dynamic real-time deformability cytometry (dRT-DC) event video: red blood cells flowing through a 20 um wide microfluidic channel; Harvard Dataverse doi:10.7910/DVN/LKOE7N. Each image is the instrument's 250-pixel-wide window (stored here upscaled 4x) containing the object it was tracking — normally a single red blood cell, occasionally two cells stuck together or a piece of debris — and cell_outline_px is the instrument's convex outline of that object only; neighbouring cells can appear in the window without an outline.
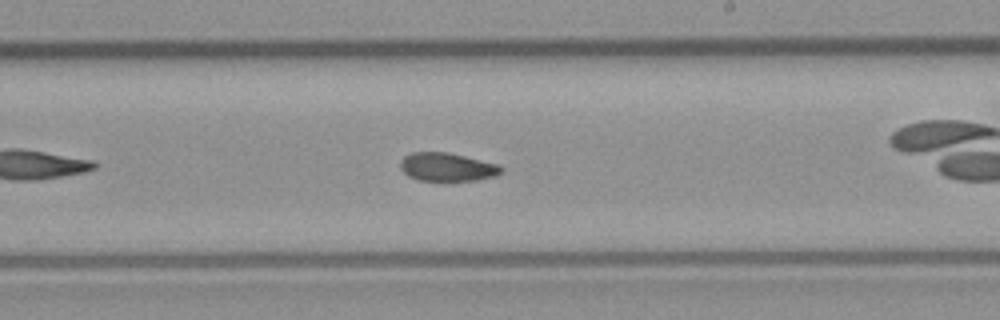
{"species": "common noctule bat (a hibernating species)", "species_latin": "Nyctalus noctula", "temperature_condition": "room temperature", "stored_images_in_passage": 40, "camera_frame_rate_fps": 3000, "um_per_image_px": 0.085, "animal": {"sex": "male", "body_mass_g": 23.1, "forearm_length_mm": 52.7}, "frame": {"image": 1, "passage_image": 18, "time_ms": 5.667, "image_size_px": [1000, 320], "cell_outline_px": [[504, 168], [496, 176], [476, 180], [420, 180], [408, 176], [400, 168], [400, 160], [404, 156], [412, 152], [448, 152], [500, 164]], "centroid_in_image_um": [38.02, 14.18], "position_along_channel_um": 251.0, "area_um2": 16.7}, "authors_computed_cell_mechanics": {"area_um2": 17.1955, "velocity_mm_per_s": 4.0135, "shape_relaxation_time_tau1_ms": 6.1214, "shape_relaxation_time_tau2_ms": 2.4221, "deformation_change_tau1": 0.1469, "deformation_change_tau2": 0.0524}}